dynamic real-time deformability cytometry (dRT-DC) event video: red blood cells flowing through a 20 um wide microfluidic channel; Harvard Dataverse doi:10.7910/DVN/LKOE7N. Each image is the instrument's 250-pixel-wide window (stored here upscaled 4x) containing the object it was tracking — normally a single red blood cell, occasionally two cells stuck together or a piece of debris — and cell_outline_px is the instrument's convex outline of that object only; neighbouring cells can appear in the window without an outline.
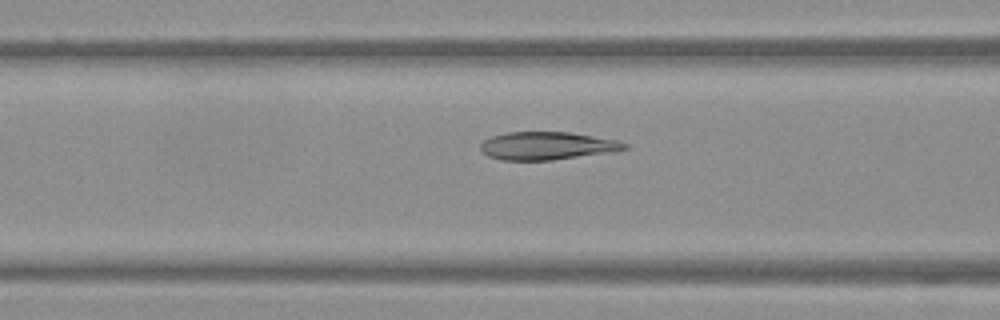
{"species": "Egyptian fruit bat (a non-hibernating species)", "species_latin": "Rousettus aegyptiacus", "temperature_condition": "warm", "stored_images_in_passage": 34, "camera_frame_rate_fps": 3000, "um_per_image_px": 0.085, "frame": {"image": 1, "passage_image": 10, "time_ms": 3.0, "image_size_px": [1000, 320], "cell_outline_px": [[632, 148], [616, 152], [552, 160], [500, 160], [488, 156], [480, 148], [480, 144], [484, 140], [492, 136], [508, 132], [572, 132], [620, 140], [628, 144]], "centroid_in_image_um": [46.61, 12.39], "position_along_channel_um": 120.0, "area_um2": 23.87}}
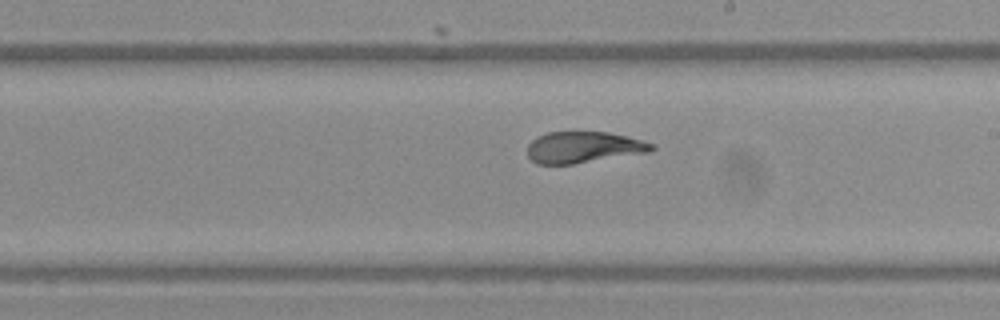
{"frame": {"image": 2, "passage_image": 19, "time_ms": 6.0, "image_size_px": [1000, 320], "cell_outline_px": [[656, 148], [648, 152], [572, 164], [536, 164], [528, 156], [528, 144], [536, 136], [548, 132], [608, 132], [628, 136], [656, 144]], "centroid_in_image_um": [49.6, 12.51], "position_along_channel_um": 239.4, "area_um2": 22.72}}
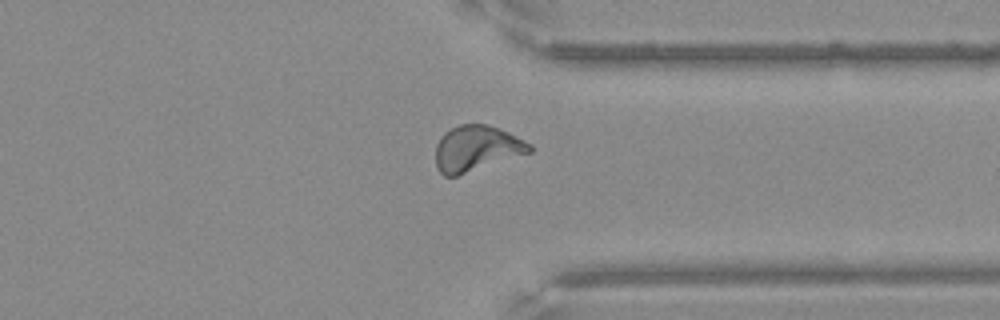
{"frame": {"image": 3, "passage_image": 29, "time_ms": 9.333, "image_size_px": [1000, 320], "cell_outline_px": [[532, 152], [456, 176], [444, 176], [436, 168], [436, 144], [440, 136], [444, 132], [460, 124], [488, 124], [500, 128], [532, 144]], "centroid_in_image_um": [40.5, 12.61], "position_along_channel_um": 370.9, "area_um2": 25.09}}